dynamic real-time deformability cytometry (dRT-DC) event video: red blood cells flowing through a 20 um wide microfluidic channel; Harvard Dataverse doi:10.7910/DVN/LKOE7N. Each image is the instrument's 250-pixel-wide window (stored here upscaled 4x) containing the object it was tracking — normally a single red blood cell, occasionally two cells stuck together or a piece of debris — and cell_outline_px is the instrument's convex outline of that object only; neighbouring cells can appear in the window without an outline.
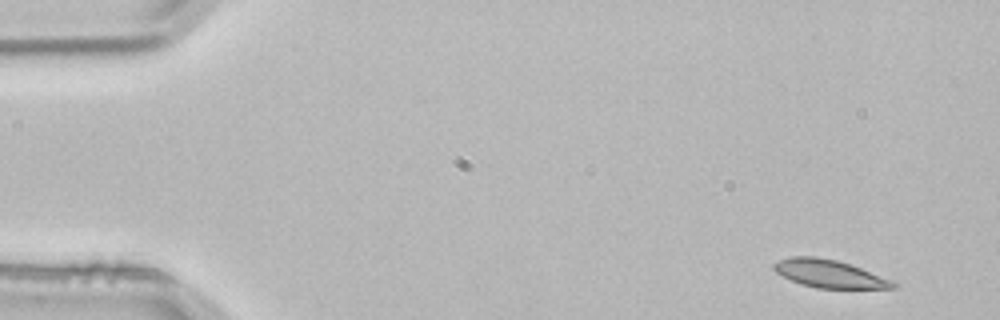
{"species": "common noctule bat (a hibernating species)", "species_latin": "Nyctalus noctula", "temperature_condition": "room temperature", "stored_images_in_passage": 4, "camera_frame_rate_fps": 3000, "um_per_image_px": 0.085, "animal": {"sex": "male", "body_mass_g": 21.5, "forearm_length_mm": 52.0}, "frame": {"image": 1, "passage_image": 1, "time_ms": 0.0, "image_size_px": [1000, 320], "cell_outline_px": [[900, 284], [896, 288], [816, 288], [800, 284], [776, 272], [772, 268], [772, 264], [780, 260], [792, 256], [816, 256], [836, 260], [896, 280]], "centroid_in_image_um": [70.55, 23.27], "position_along_channel_um": 14.5, "area_um2": 19.42}}
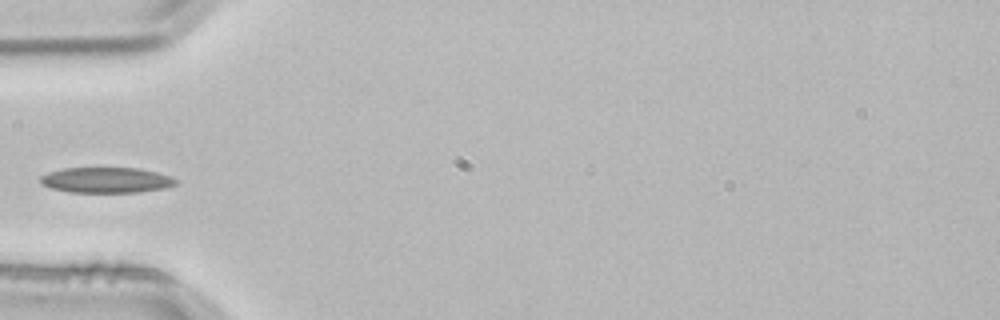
{"frame": {"image": 2, "passage_image": 4, "time_ms": 1.0, "image_size_px": [1000, 320], "cell_outline_px": [[176, 184], [164, 188], [136, 192], [68, 192], [52, 188], [40, 184], [40, 176], [48, 172], [64, 168], [140, 168], [172, 176], [176, 180]], "centroid_in_image_um": [9.01, 15.3], "position_along_channel_um": 76.0, "area_um2": 20.11}}